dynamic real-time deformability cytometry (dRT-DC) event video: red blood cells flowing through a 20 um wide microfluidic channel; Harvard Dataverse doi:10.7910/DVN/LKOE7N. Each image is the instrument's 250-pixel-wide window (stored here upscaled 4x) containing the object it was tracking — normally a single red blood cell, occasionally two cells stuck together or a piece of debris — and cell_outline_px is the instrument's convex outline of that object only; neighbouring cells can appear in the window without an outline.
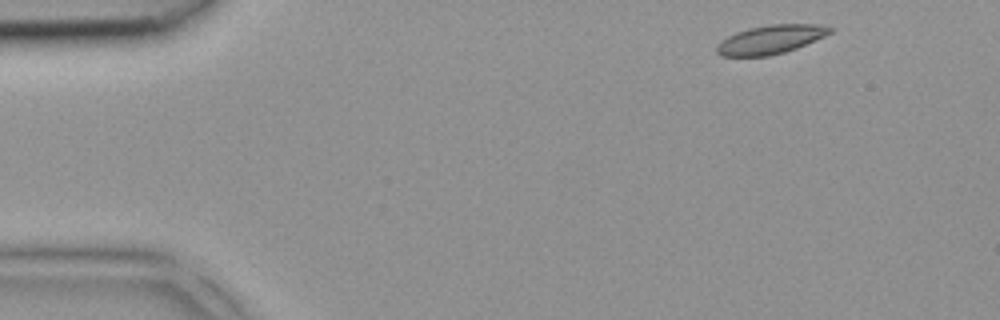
{"species": "common noctule bat (a hibernating species)", "species_latin": "Nyctalus noctula", "temperature_condition": "room temperature", "stored_images_in_passage": 4, "segment_of_instrument_passage": [1, 2], "camera_frame_rate_fps": 3000, "um_per_image_px": 0.085, "animal": {"sex": "female", "body_mass_g": 18.4}, "frame": {"image": 1, "passage_image": 1, "time_ms": 0.0, "image_size_px": [1000, 320], "cell_outline_px": [[832, 32], [824, 36], [796, 48], [784, 52], [768, 56], [720, 56], [716, 52], [716, 44], [728, 36], [736, 32], [748, 28], [772, 24], [816, 24], [832, 28]], "centroid_in_image_um": [65.45, 3.36], "position_along_channel_um": 19.5, "area_um2": 18.84}}